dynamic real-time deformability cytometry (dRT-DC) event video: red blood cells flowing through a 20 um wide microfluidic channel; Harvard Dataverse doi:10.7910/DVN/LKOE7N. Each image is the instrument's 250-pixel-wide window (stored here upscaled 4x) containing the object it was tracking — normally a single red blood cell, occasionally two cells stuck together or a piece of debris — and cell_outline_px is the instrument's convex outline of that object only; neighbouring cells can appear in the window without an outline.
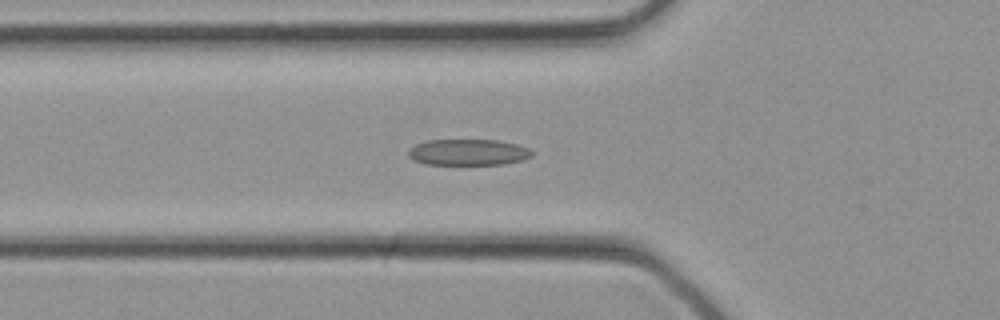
{"species": "common noctule bat (a hibernating species)", "species_latin": "Nyctalus noctula", "temperature_condition": "cold", "stored_images_in_passage": 34, "camera_frame_rate_fps": 3000, "um_per_image_px": 0.085, "animal": {"sex": "female", "body_mass_g": 21.9}, "frame": {"image": 1, "passage_image": 12, "time_ms": 3.667, "image_size_px": [1000, 320], "cell_outline_px": [[532, 156], [520, 160], [504, 164], [424, 164], [408, 156], [408, 152], [416, 144], [428, 140], [496, 140], [516, 144], [528, 148], [532, 152]], "centroid_in_image_um": [39.79, 12.94], "position_along_channel_um": 86.0, "area_um2": 18.55}}
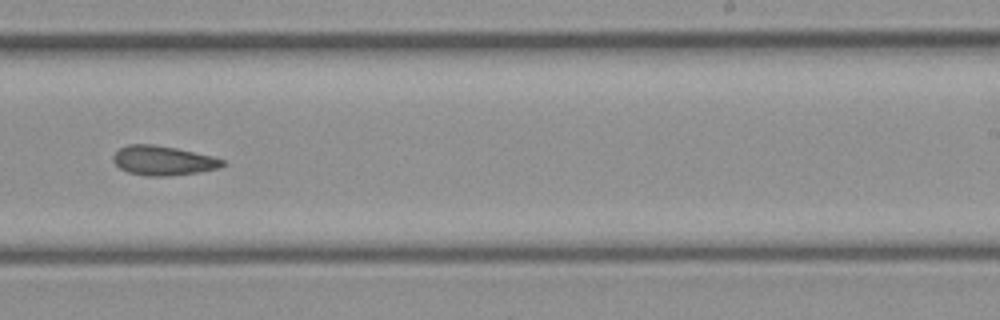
{"frame": {"image": 2, "passage_image": 21, "time_ms": 6.667, "image_size_px": [1000, 320], "cell_outline_px": [[224, 164], [220, 168], [200, 172], [168, 176], [144, 176], [128, 172], [120, 168], [112, 160], [112, 156], [120, 148], [128, 144], [152, 144], [176, 148], [212, 156], [224, 160]], "centroid_in_image_um": [13.85, 13.65], "position_along_channel_um": 275.1, "area_um2": 18.79}}
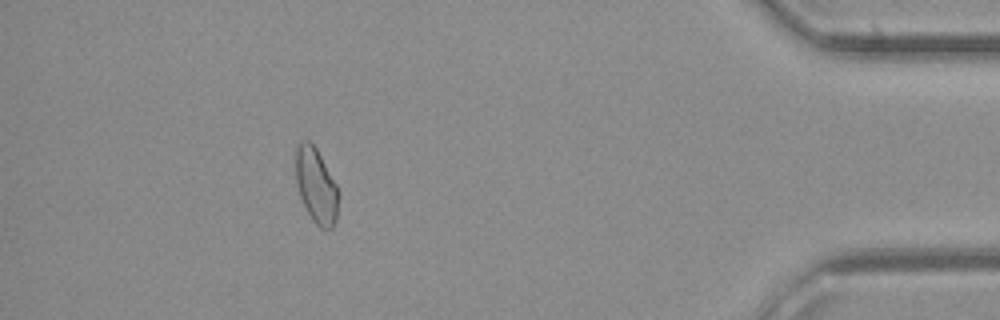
{"frame": {"image": 3, "passage_image": 30, "time_ms": 9.667, "image_size_px": [1000, 320], "cell_outline_px": [[340, 196], [336, 220], [332, 228], [320, 228], [312, 220], [300, 196], [296, 184], [296, 144], [300, 140], [308, 140], [316, 148], [336, 184], [340, 192]], "centroid_in_image_um": [26.88, 15.78], "position_along_channel_um": 408.3, "area_um2": 18.79}}